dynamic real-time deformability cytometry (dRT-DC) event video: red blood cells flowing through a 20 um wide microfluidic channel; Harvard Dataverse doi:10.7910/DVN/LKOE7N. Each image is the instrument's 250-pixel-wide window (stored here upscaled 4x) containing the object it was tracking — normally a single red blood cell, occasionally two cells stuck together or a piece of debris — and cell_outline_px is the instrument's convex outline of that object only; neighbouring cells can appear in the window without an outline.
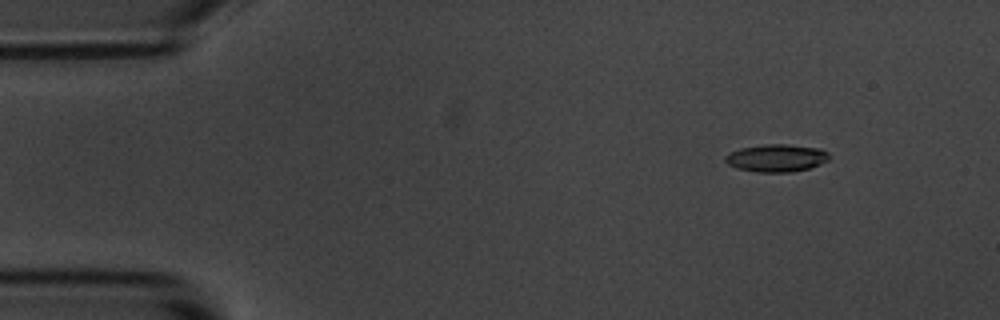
{"species": "common noctule bat (a hibernating species)", "species_latin": "Nyctalus noctula", "temperature_condition": "room temperature", "stored_images_in_passage": 8, "camera_frame_rate_fps": 3000, "um_per_image_px": 0.085, "animal": {"sex": "male", "body_mass_g": 20.1, "forearm_length_mm": 53.5}, "frame": {"image": 1, "passage_image": 2, "time_ms": 2.0, "image_size_px": [1000, 320], "cell_outline_px": [[828, 160], [820, 164], [808, 168], [792, 172], [756, 172], [736, 168], [728, 164], [724, 160], [724, 156], [740, 148], [764, 144], [788, 144], [820, 148], [828, 152]], "centroid_in_image_um": [65.98, 13.43], "position_along_channel_um": 19.0, "area_um2": 16.7}}
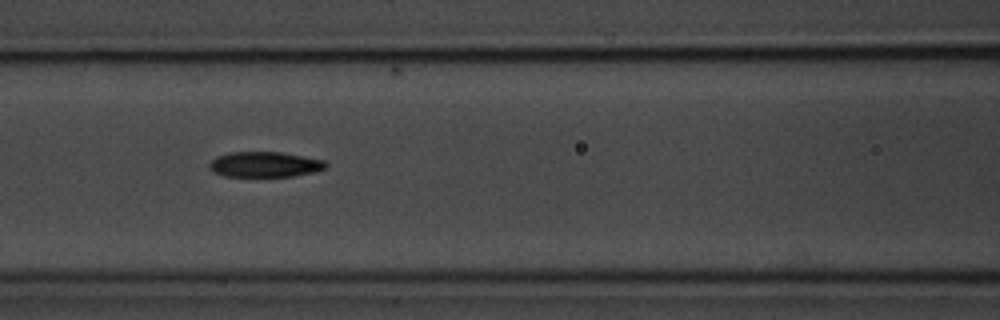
{"frame": {"image": 2, "passage_image": 7, "time_ms": 7.667, "image_size_px": [1000, 320], "cell_outline_px": [[328, 164], [324, 168], [316, 172], [292, 176], [224, 176], [212, 172], [208, 168], [208, 164], [216, 156], [228, 152], [280, 152], [324, 160]], "centroid_in_image_um": [22.46, 13.97], "position_along_channel_um": 144.1, "area_um2": 17.28}}
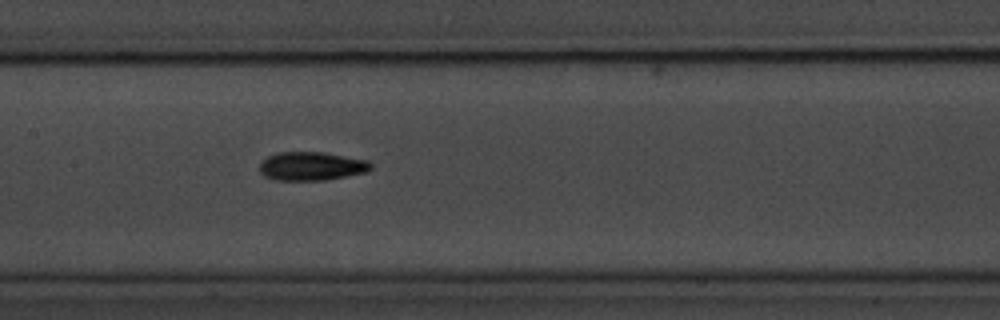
{"frame": {"image": 3, "passage_image": 8, "time_ms": 8.667, "image_size_px": [1000, 320], "cell_outline_px": [[372, 168], [368, 172], [324, 180], [276, 180], [264, 176], [260, 172], [260, 164], [268, 156], [280, 152], [324, 152], [368, 160], [372, 164]], "centroid_in_image_um": [26.51, 14.12], "position_along_channel_um": 180.9, "area_um2": 18.55}}